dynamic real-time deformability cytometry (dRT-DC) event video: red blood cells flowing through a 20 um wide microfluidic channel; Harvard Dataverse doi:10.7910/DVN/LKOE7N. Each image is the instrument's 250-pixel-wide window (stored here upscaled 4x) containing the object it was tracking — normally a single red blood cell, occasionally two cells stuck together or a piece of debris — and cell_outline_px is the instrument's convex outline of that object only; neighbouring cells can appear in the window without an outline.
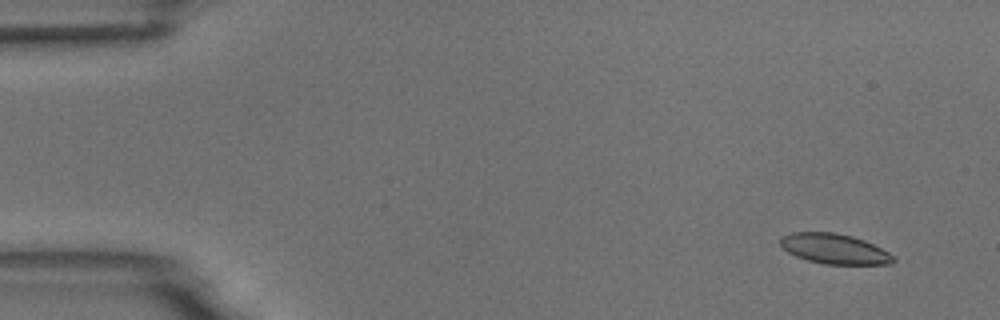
{"species": "common noctule bat (a hibernating species)", "species_latin": "Nyctalus noctula", "temperature_condition": "room temperature", "stored_images_in_passage": 5, "camera_frame_rate_fps": 3000, "um_per_image_px": 0.085, "animal": {"sex": "male", "body_mass_g": 18.8}, "frame": {"image": 1, "passage_image": 1, "time_ms": 0.0, "image_size_px": [1000, 320], "cell_outline_px": [[896, 260], [892, 264], [824, 264], [808, 260], [796, 256], [788, 252], [780, 244], [780, 236], [792, 232], [836, 232], [852, 236], [864, 240], [896, 256]], "centroid_in_image_um": [70.93, 21.15], "position_along_channel_um": 14.1, "area_um2": 19.88}}
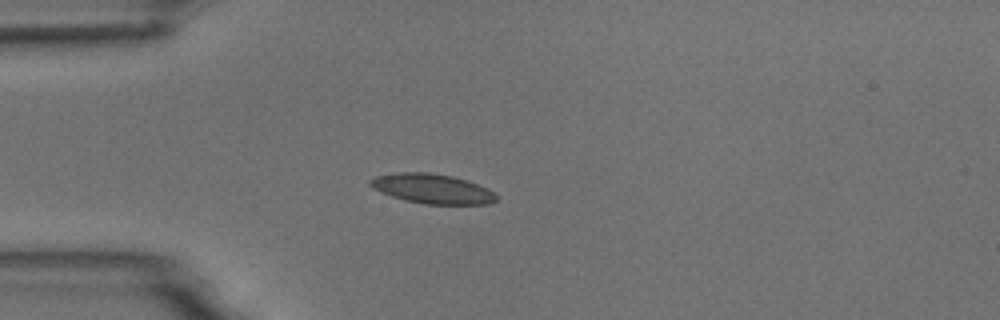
{"frame": {"image": 2, "passage_image": 4, "time_ms": 3.667, "image_size_px": [1000, 320], "cell_outline_px": [[496, 200], [488, 204], [424, 204], [404, 200], [380, 192], [372, 188], [368, 184], [368, 180], [376, 176], [400, 172], [428, 172], [452, 176], [468, 180], [488, 188], [496, 196]], "centroid_in_image_um": [36.71, 16.04], "position_along_channel_um": 48.3, "area_um2": 21.85}}